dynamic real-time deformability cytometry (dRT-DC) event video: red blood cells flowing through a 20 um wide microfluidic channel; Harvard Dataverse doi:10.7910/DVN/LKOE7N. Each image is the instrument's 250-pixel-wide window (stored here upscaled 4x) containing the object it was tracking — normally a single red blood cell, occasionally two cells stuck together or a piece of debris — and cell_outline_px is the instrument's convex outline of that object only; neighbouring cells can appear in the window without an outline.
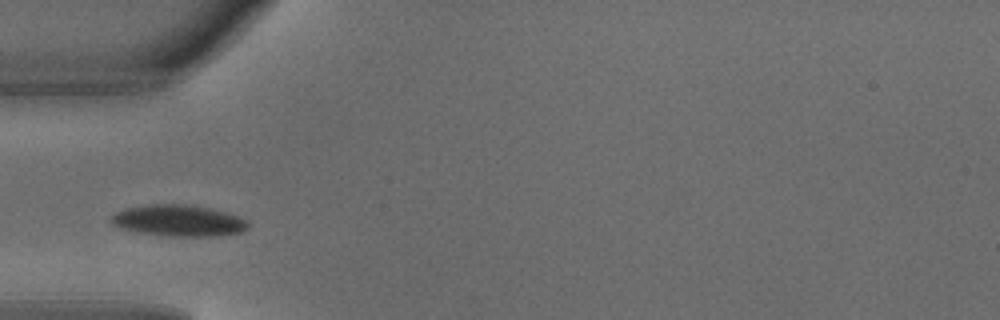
{"species": "common noctule bat (a hibernating species)", "species_latin": "Nyctalus noctula", "temperature_condition": "warm", "stored_images_in_passage": 2, "camera_frame_rate_fps": 3000, "um_per_image_px": 0.085, "animal": {"sex": "male", "body_mass_g": 18.8}, "frame": {"image": 1, "passage_image": 2, "time_ms": 0.333, "image_size_px": [1000, 320], "cell_outline_px": [[248, 228], [244, 232], [216, 236], [168, 236], [140, 232], [120, 228], [112, 224], [108, 220], [116, 212], [128, 208], [148, 204], [188, 204], [208, 208], [224, 212], [248, 220]], "centroid_in_image_um": [15.18, 18.75], "position_along_channel_um": 69.8, "area_um2": 24.97}}